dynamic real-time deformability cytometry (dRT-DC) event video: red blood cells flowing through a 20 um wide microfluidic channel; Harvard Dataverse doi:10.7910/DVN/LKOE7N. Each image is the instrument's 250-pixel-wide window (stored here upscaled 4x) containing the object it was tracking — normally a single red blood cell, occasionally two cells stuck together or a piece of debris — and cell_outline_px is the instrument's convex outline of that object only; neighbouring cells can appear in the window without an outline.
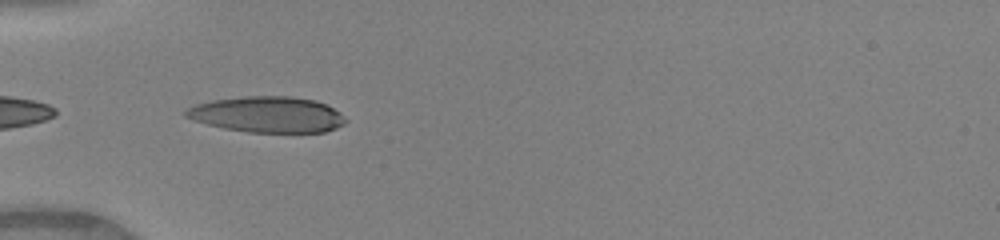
{"species": "human", "species_latin": "Homo sapiens", "temperature_condition": "warm", "stored_images_in_passage": 7, "camera_frame_rate_fps": 3000, "um_per_image_px": 0.085, "donor": {"sex": "female"}, "frame": {"image": 1, "passage_image": 1, "time_ms": 0.0, "image_size_px": [1000, 240], "cell_outline_px": [[348, 120], [344, 124], [336, 128], [324, 132], [248, 132], [224, 128], [192, 120], [184, 116], [184, 112], [188, 108], [196, 104], [212, 100], [244, 96], [292, 96], [316, 100], [340, 112]], "centroid_in_image_um": [22.73, 9.73], "position_along_channel_um": 62.3, "area_um2": 33.47}}
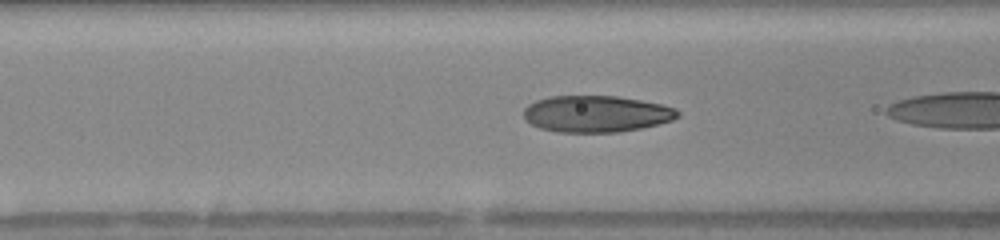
{"frame": {"image": 2, "passage_image": 3, "time_ms": 0.667, "image_size_px": [1000, 240], "cell_outline_px": [[680, 116], [672, 120], [640, 128], [616, 132], [556, 132], [540, 128], [524, 120], [524, 108], [528, 104], [536, 100], [548, 96], [616, 96], [640, 100], [660, 104], [676, 108], [680, 112]], "centroid_in_image_um": [50.65, 9.67], "position_along_channel_um": 115.9, "area_um2": 32.83}}